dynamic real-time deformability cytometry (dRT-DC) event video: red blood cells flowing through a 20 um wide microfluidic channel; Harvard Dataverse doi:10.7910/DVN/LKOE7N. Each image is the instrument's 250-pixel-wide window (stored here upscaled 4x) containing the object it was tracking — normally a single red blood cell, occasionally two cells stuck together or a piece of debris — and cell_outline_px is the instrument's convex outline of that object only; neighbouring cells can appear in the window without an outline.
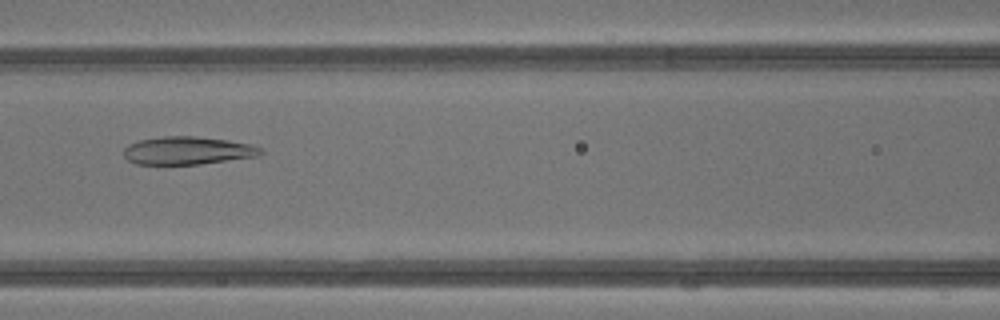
{"species": "common noctule bat (a hibernating species)", "species_latin": "Nyctalus noctula", "temperature_condition": "warm", "stored_images_in_passage": 42, "camera_frame_rate_fps": 3000, "um_per_image_px": 0.085, "animal": {"sex": "male", "body_mass_g": 13.3}, "frame": {"image": 1, "passage_image": 19, "time_ms": 6.0, "image_size_px": [1000, 320], "cell_outline_px": [[264, 152], [260, 156], [200, 164], [136, 164], [128, 160], [124, 156], [124, 148], [128, 144], [140, 140], [164, 136], [196, 136], [228, 140], [252, 144], [260, 148]], "centroid_in_image_um": [15.97, 12.8], "position_along_channel_um": 150.6, "area_um2": 22.37}}
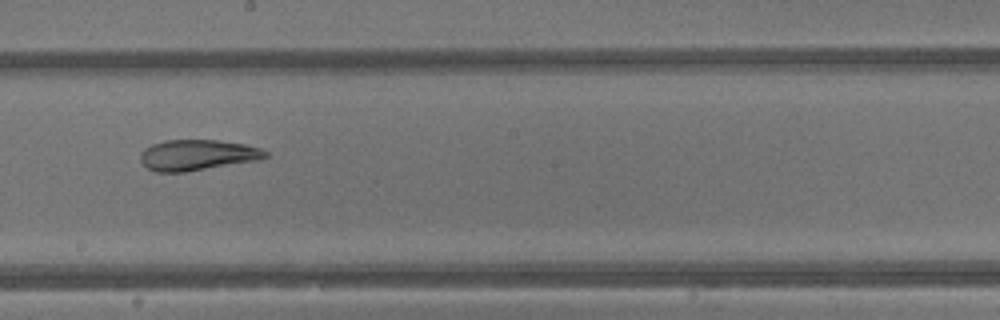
{"frame": {"image": 2, "passage_image": 24, "time_ms": 7.667, "image_size_px": [1000, 320], "cell_outline_px": [[268, 156], [260, 160], [184, 172], [156, 172], [148, 168], [140, 160], [140, 152], [144, 148], [152, 144], [164, 140], [216, 140], [244, 144], [260, 148], [268, 152]], "centroid_in_image_um": [16.77, 13.17], "position_along_channel_um": 231.4, "area_um2": 22.43}}
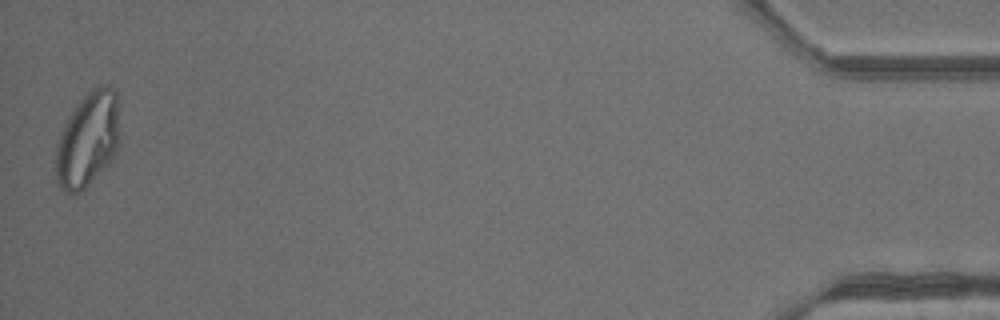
{"frame": {"image": 3, "passage_image": 42, "time_ms": 13.667, "image_size_px": [1000, 320], "cell_outline_px": [[120, 144], [116, 152], [108, 164], [80, 192], [68, 192], [60, 188], [56, 176], [56, 144], [64, 124], [68, 116], [76, 104], [92, 88], [100, 84], [108, 84], [116, 88], [120, 140]], "centroid_in_image_um": [7.49, 11.8], "position_along_channel_um": 427.7, "area_um2": 35.55}, "authors_computed_cell_mechanics": {"area_um2": 29.6803, "velocity_mm_per_s": 4.86, "shape_relaxation_time_tau1_ms": null, "shape_relaxation_time_tau2_ms": 2.1205, "deformation_change_tau1": null, "deformation_change_tau2": 0.0742}}